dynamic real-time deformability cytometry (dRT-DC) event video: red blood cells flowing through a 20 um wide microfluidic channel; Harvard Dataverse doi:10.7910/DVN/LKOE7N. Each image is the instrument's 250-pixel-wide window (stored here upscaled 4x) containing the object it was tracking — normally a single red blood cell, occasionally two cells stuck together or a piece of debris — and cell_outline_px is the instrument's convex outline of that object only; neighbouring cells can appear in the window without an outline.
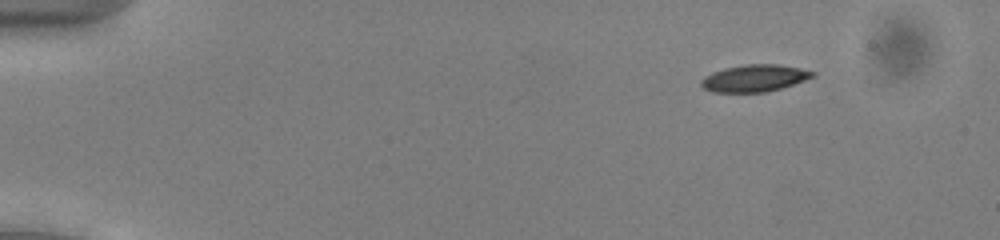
{"species": "common noctule bat (a hibernating species)", "species_latin": "Nyctalus noctula", "temperature_condition": "cold", "stored_images_in_passage": 49, "camera_frame_rate_fps": 3000, "um_per_image_px": 0.085, "animal": {"sex": "male", "body_mass_g": 13.0, "forearm_length_mm": 53.1}, "frame": {"image": 1, "passage_image": 2, "time_ms": 0.333, "image_size_px": [1000, 240], "cell_outline_px": [[816, 76], [768, 92], [712, 92], [704, 88], [700, 84], [700, 80], [704, 76], [712, 72], [724, 68], [748, 64], [776, 64], [800, 68], [816, 72]], "centroid_in_image_um": [64.11, 6.64], "position_along_channel_um": 20.9, "area_um2": 17.51}}
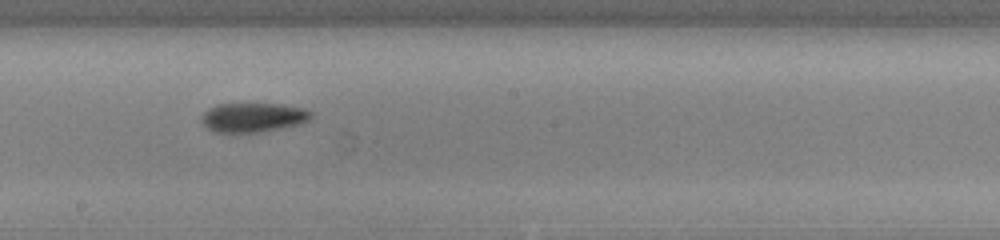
{"frame": {"image": 2, "passage_image": 26, "time_ms": 8.333, "image_size_px": [1000, 240], "cell_outline_px": [[312, 116], [308, 120], [300, 124], [280, 128], [256, 132], [216, 132], [208, 128], [200, 120], [200, 116], [208, 108], [216, 104], [284, 104], [304, 108], [312, 112]], "centroid_in_image_um": [21.5, 9.96], "position_along_channel_um": 226.7, "area_um2": 18.67}}
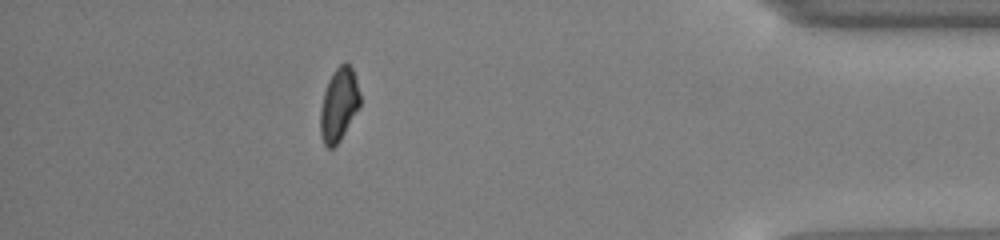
{"frame": {"image": 3, "passage_image": 43, "time_ms": 14.0, "image_size_px": [1000, 240], "cell_outline_px": [[360, 104], [340, 140], [332, 148], [328, 148], [324, 144], [320, 136], [320, 108], [324, 92], [328, 80], [332, 72], [344, 60], [348, 60], [356, 76], [360, 96]], "centroid_in_image_um": [28.79, 8.83], "position_along_channel_um": 406.4, "area_um2": 17.05}, "authors_computed_cell_mechanics": {"area_um2": 17.918, "velocity_mm_per_s": 3.9168, "shape_relaxation_time_tau1_ms": 6.0123, "shape_relaxation_time_tau2_ms": 9.8247, "deformation_change_tau1": 0.1381, "deformation_change_tau2": 0.1586}}